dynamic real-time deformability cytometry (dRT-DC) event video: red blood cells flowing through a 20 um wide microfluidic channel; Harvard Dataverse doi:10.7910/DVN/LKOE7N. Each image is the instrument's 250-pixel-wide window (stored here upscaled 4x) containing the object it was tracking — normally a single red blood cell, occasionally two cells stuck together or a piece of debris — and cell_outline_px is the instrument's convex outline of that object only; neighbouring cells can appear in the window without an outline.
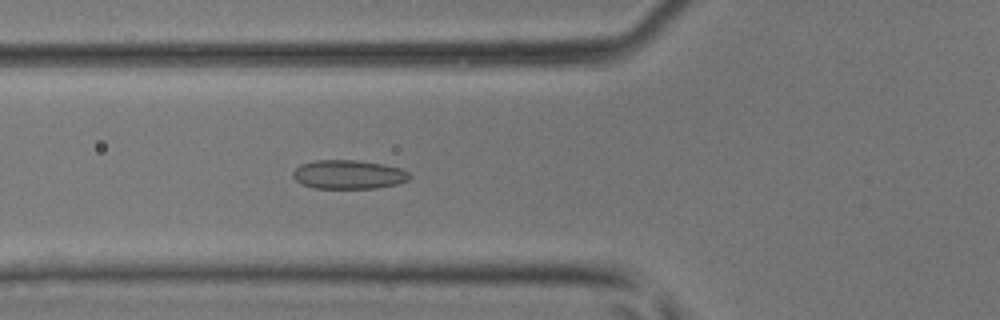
{"species": "common noctule bat (a hibernating species)", "species_latin": "Nyctalus noctula", "temperature_condition": "room temperature", "stored_images_in_passage": 47, "camera_frame_rate_fps": 3000, "um_per_image_px": 0.085, "animal": {"sex": "male", "body_mass_g": 17.9, "forearm_length_mm": 54.2}, "frame": {"image": 1, "passage_image": 18, "time_ms": 5.667, "image_size_px": [1000, 320], "cell_outline_px": [[412, 176], [408, 180], [396, 184], [376, 188], [312, 188], [296, 180], [292, 176], [292, 172], [300, 164], [316, 160], [356, 160], [384, 164], [400, 168], [408, 172]], "centroid_in_image_um": [29.63, 14.83], "position_along_channel_um": 96.2, "area_um2": 19.65}}
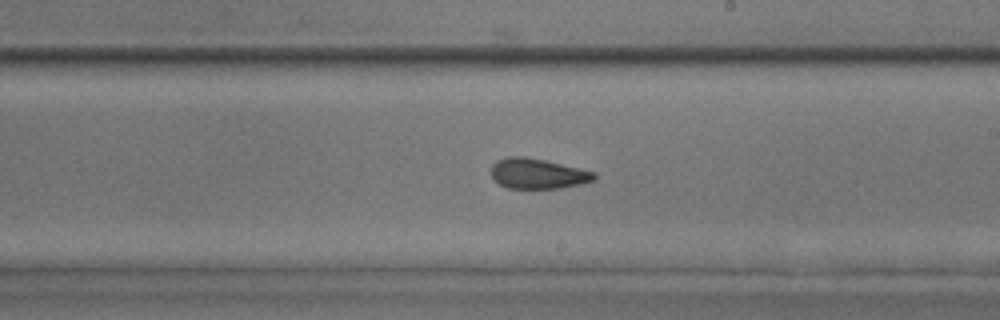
{"frame": {"image": 2, "passage_image": 28, "time_ms": 9.0, "image_size_px": [1000, 320], "cell_outline_px": [[596, 180], [580, 184], [560, 188], [508, 188], [500, 184], [492, 176], [492, 164], [496, 160], [508, 156], [524, 156], [544, 160], [596, 172]], "centroid_in_image_um": [45.72, 14.75], "position_along_channel_um": 243.3, "area_um2": 18.09}}
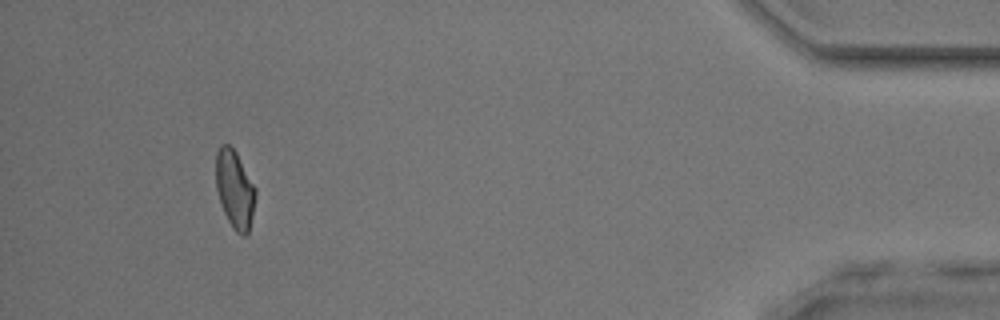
{"frame": {"image": 3, "passage_image": 44, "time_ms": 14.333, "image_size_px": [1000, 320], "cell_outline_px": [[256, 196], [252, 216], [248, 232], [244, 236], [236, 232], [232, 228], [224, 212], [216, 188], [216, 152], [220, 144], [228, 144], [236, 152], [256, 188]], "centroid_in_image_um": [19.95, 16.08], "position_along_channel_um": 415.2, "area_um2": 17.92}}